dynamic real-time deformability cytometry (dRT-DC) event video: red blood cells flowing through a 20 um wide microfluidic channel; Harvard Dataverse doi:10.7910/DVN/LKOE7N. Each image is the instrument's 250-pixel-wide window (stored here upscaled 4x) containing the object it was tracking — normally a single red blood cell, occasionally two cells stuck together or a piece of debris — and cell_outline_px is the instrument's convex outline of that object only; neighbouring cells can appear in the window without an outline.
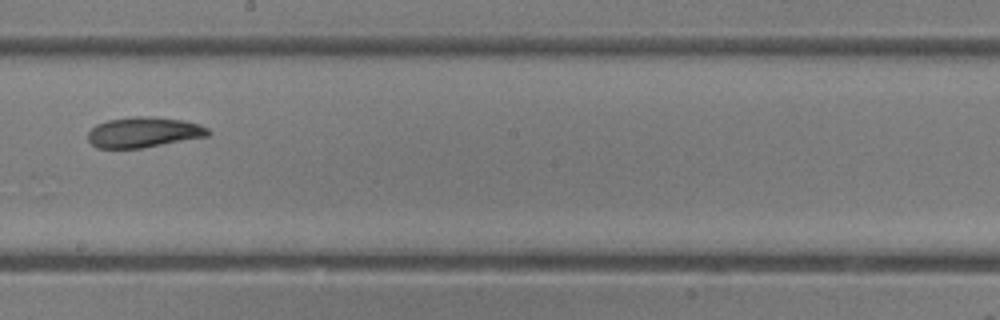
{"species": "common noctule bat (a hibernating species)", "species_latin": "Nyctalus noctula", "temperature_condition": "room temperature", "stored_images_in_passage": 42, "camera_frame_rate_fps": 3000, "um_per_image_px": 0.085, "animal": {"sex": "female"}, "frame": {"image": 1, "passage_image": 23, "time_ms": 7.333, "image_size_px": [1000, 320], "cell_outline_px": [[212, 132], [208, 136], [140, 148], [96, 148], [88, 140], [88, 132], [96, 124], [108, 120], [132, 116], [152, 116], [184, 120], [200, 124], [208, 128]], "centroid_in_image_um": [12.22, 11.23], "position_along_channel_um": 236.0, "area_um2": 21.39}}
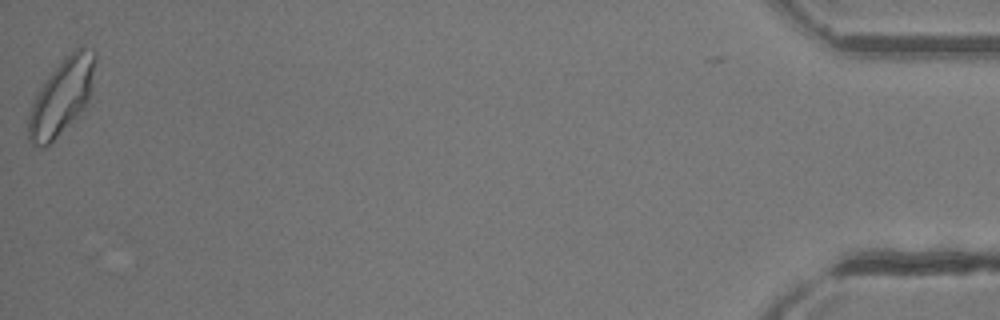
{"frame": {"image": 2, "passage_image": 41, "time_ms": 13.333, "image_size_px": [1000, 320], "cell_outline_px": [[96, 60], [92, 92], [84, 108], [44, 148], [40, 148], [32, 144], [28, 140], [28, 112], [44, 80], [76, 48], [84, 48], [96, 52]], "centroid_in_image_um": [5.24, 8.24], "position_along_channel_um": 430.0, "area_um2": 28.78}}